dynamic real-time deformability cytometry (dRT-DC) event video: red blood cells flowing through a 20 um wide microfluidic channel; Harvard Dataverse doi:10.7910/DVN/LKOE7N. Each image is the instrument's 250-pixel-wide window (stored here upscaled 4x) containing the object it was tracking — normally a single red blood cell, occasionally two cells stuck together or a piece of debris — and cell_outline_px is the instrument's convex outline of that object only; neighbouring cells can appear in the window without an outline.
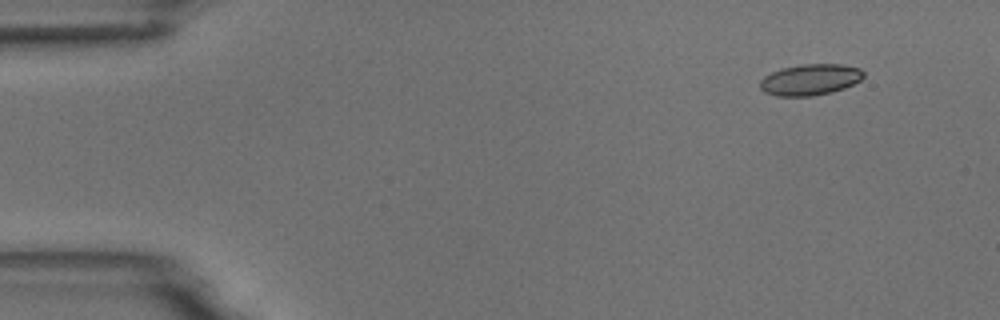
{"species": "common noctule bat (a hibernating species)", "species_latin": "Nyctalus noctula", "temperature_condition": "room temperature", "stored_images_in_passage": 6, "camera_frame_rate_fps": 3000, "um_per_image_px": 0.085, "animal": {"sex": "male", "body_mass_g": 18.8}, "frame": {"image": 1, "passage_image": 2, "time_ms": 1.333, "image_size_px": [1000, 320], "cell_outline_px": [[864, 76], [860, 80], [844, 88], [832, 92], [812, 96], [776, 96], [764, 92], [760, 88], [760, 80], [764, 76], [780, 68], [800, 64], [844, 64], [860, 68], [864, 72]], "centroid_in_image_um": [68.85, 6.76], "position_along_channel_um": 16.1, "area_um2": 18.96}}
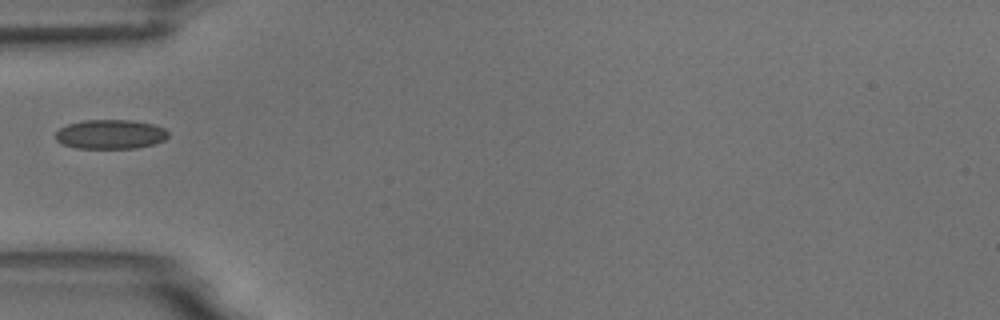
{"frame": {"image": 2, "passage_image": 5, "time_ms": 5.667, "image_size_px": [1000, 320], "cell_outline_px": [[168, 136], [164, 140], [152, 144], [136, 148], [76, 148], [64, 144], [56, 140], [56, 132], [60, 128], [68, 124], [84, 120], [132, 120], [152, 124], [164, 128], [168, 132]], "centroid_in_image_um": [9.39, 11.41], "position_along_channel_um": 75.6, "area_um2": 19.13}}